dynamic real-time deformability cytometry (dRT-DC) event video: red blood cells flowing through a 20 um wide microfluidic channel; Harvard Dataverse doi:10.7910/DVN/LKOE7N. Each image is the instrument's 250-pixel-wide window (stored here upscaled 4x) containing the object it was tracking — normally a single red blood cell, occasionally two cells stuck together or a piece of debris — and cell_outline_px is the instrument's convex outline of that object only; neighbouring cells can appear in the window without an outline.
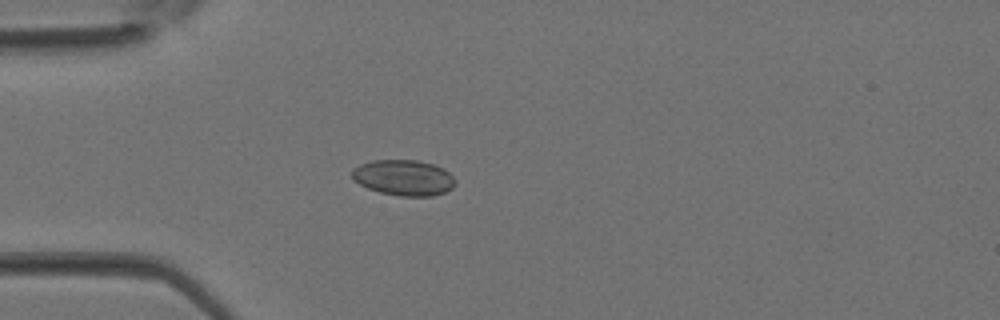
{"species": "Egyptian fruit bat (a non-hibernating species)", "species_latin": "Rousettus aegyptiacus", "temperature_condition": "room temperature", "stored_images_in_passage": 37, "camera_frame_rate_fps": 3000, "um_per_image_px": 0.085, "animal": {"sex": "female"}, "frame": {"image": 1, "passage_image": 10, "time_ms": 3.0, "image_size_px": [1000, 320], "cell_outline_px": [[456, 184], [452, 188], [444, 192], [432, 196], [400, 196], [380, 192], [368, 188], [352, 180], [352, 168], [360, 164], [372, 160], [416, 160], [432, 164], [444, 168], [456, 180]], "centroid_in_image_um": [34.3, 15.1], "position_along_channel_um": 50.7, "area_um2": 21.56}}
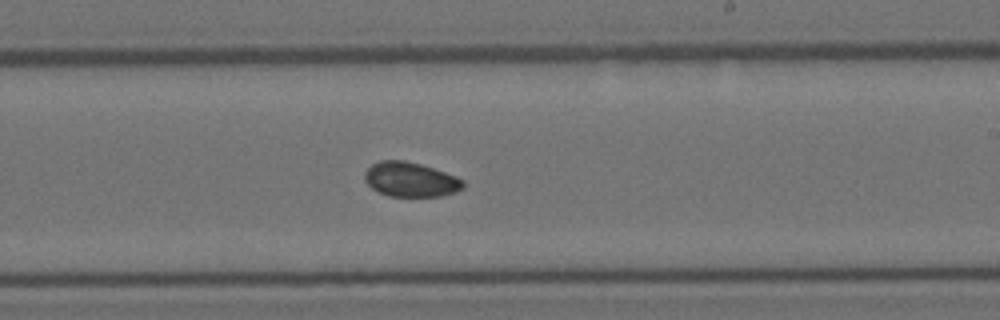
{"frame": {"image": 2, "passage_image": 22, "time_ms": 7.0, "image_size_px": [1000, 320], "cell_outline_px": [[464, 188], [456, 192], [440, 196], [388, 196], [372, 188], [364, 180], [364, 172], [372, 164], [380, 160], [404, 160], [420, 164], [456, 176], [464, 180]], "centroid_in_image_um": [34.89, 15.26], "position_along_channel_um": 254.1, "area_um2": 19.83}}
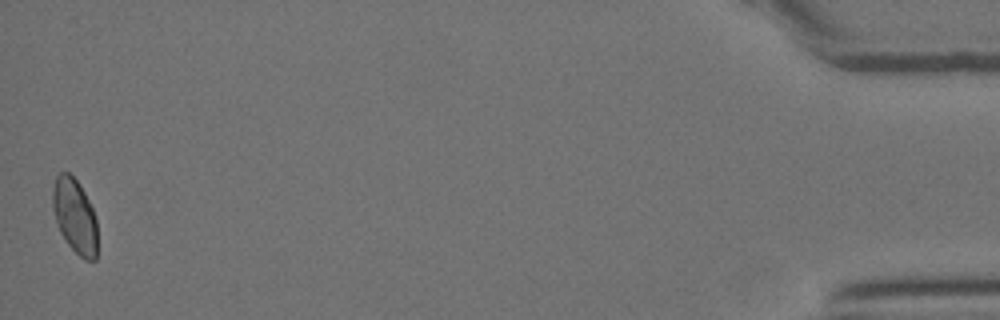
{"frame": {"image": 3, "passage_image": 37, "time_ms": 12.0, "image_size_px": [1000, 320], "cell_outline_px": [[96, 260], [84, 260], [68, 244], [60, 232], [52, 208], [52, 188], [56, 176], [60, 172], [68, 172], [80, 184], [92, 208], [96, 220]], "centroid_in_image_um": [6.34, 18.34], "position_along_channel_um": 428.9, "area_um2": 19.31}}